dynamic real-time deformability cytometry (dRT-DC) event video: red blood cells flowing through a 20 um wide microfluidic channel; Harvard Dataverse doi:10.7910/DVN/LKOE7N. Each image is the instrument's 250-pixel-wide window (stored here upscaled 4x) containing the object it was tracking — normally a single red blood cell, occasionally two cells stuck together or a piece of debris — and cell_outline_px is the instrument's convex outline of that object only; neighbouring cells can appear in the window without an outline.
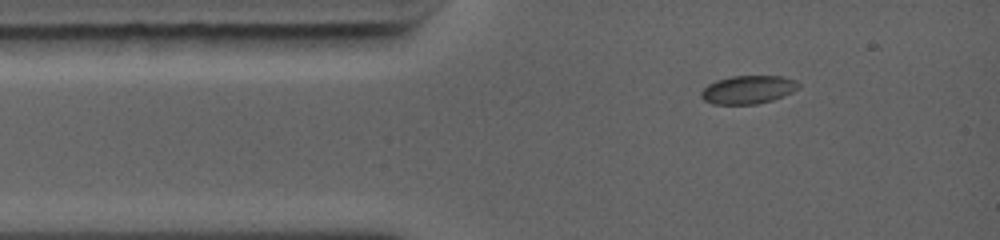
{"species": "common noctule bat (a hibernating species)", "species_latin": "Nyctalus noctula", "temperature_condition": "warm", "stored_images_in_passage": 9, "camera_frame_rate_fps": 5000, "um_per_image_px": 0.085, "animal": {"sex": "female", "body_mass_g": 19.0, "forearm_length_mm": 56.7}, "frame": {"image": 1, "passage_image": 2, "time_ms": 0.8, "image_size_px": [1000, 240], "cell_outline_px": [[800, 88], [784, 96], [772, 100], [756, 104], [712, 104], [704, 100], [700, 96], [700, 92], [708, 84], [716, 80], [732, 76], [784, 76], [796, 80], [800, 84]], "centroid_in_image_um": [63.6, 7.62], "position_along_channel_um": 21.4, "area_um2": 16.18}}
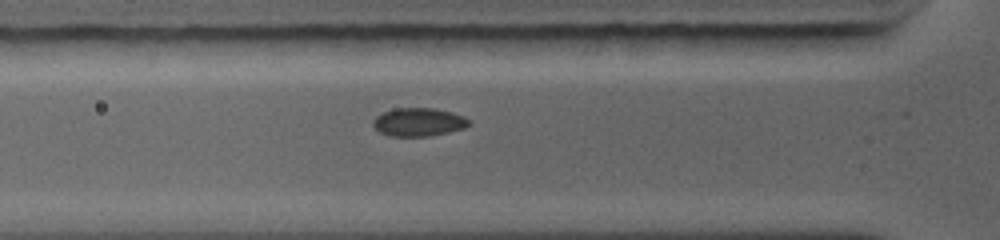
{"frame": {"image": 2, "passage_image": 5, "time_ms": 3.0, "image_size_px": [1000, 240], "cell_outline_px": [[472, 124], [464, 128], [448, 132], [428, 136], [392, 136], [380, 132], [372, 124], [372, 120], [376, 116], [384, 112], [396, 108], [436, 108], [452, 112], [464, 116]], "centroid_in_image_um": [35.6, 10.37], "position_along_channel_um": 90.2, "area_um2": 15.78}}
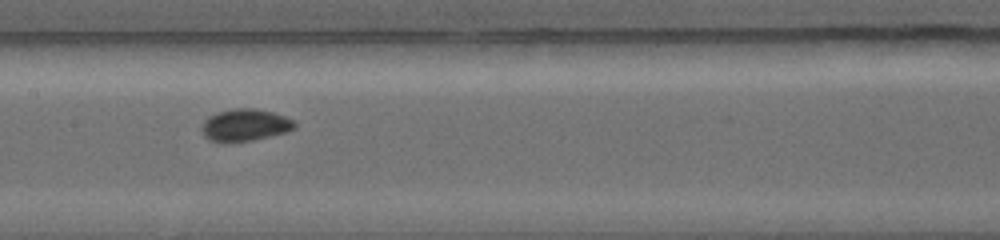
{"frame": {"image": 3, "passage_image": 8, "time_ms": 5.2, "image_size_px": [1000, 240], "cell_outline_px": [[296, 128], [288, 132], [252, 140], [208, 140], [204, 136], [200, 128], [204, 120], [208, 116], [216, 112], [232, 108], [252, 108], [272, 112], [284, 116], [292, 120], [296, 124]], "centroid_in_image_um": [20.82, 10.6], "position_along_channel_um": 186.6, "area_um2": 17.17}}